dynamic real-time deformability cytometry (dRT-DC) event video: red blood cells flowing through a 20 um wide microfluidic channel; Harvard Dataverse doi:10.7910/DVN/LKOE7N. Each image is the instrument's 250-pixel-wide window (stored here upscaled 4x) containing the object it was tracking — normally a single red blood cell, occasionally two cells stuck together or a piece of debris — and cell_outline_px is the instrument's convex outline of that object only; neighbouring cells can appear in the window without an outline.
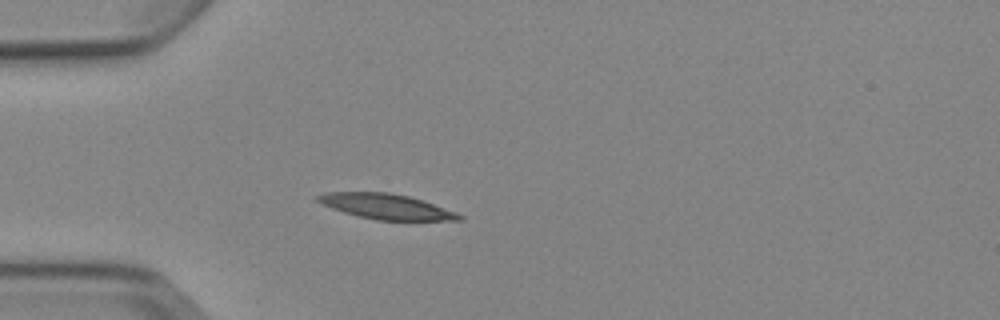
{"species": "Egyptian fruit bat (a non-hibernating species)", "species_latin": "Rousettus aegyptiacus", "temperature_condition": "cold", "stored_images_in_passage": 4, "camera_frame_rate_fps": 3000, "um_per_image_px": 0.085, "animal": {"sex": "female"}, "frame": {"image": 1, "passage_image": 4, "time_ms": 4.333, "image_size_px": [1000, 320], "cell_outline_px": [[464, 220], [376, 220], [344, 212], [332, 208], [316, 200], [316, 196], [324, 192], [388, 192], [408, 196], [456, 212], [464, 216]], "centroid_in_image_um": [32.82, 17.55], "position_along_channel_um": 52.2, "area_um2": 20.46}}